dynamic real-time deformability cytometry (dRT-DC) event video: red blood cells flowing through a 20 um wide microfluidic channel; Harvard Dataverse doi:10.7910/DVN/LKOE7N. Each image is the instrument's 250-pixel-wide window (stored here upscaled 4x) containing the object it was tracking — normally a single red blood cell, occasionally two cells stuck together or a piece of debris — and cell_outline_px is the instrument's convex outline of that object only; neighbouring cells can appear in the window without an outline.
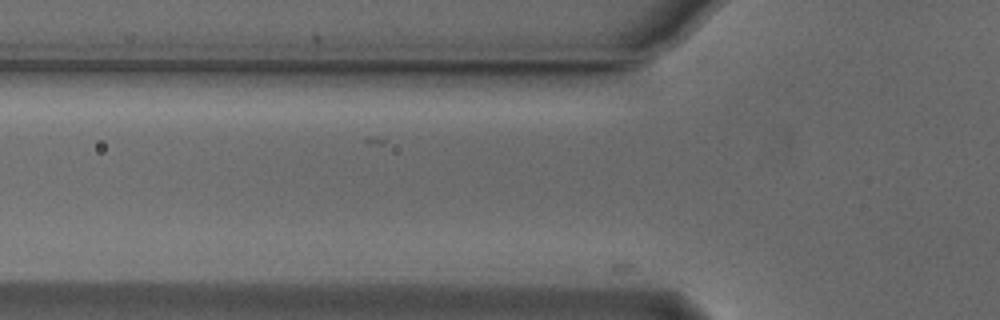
{"species": "Egyptian fruit bat (a non-hibernating species)", "species_latin": "Rousettus aegyptiacus", "temperature_condition": "cold", "stored_images_in_passage": 4, "camera_frame_rate_fps": 3000, "um_per_image_px": 0.085, "animal": {"sex": "male"}, "frame": {"image": 1, "passage_image": 2, "time_ms": 0.333, "image_size_px": [1000, 320], "cell_outline_px": [[648, 284], [640, 284], [472, 280], [468, 276], [504, 272], [608, 264], [632, 264], [648, 280]], "centroid_in_image_um": [48.73, 23.38], "position_along_channel_um": 77.1, "area_um2": 16.88}}